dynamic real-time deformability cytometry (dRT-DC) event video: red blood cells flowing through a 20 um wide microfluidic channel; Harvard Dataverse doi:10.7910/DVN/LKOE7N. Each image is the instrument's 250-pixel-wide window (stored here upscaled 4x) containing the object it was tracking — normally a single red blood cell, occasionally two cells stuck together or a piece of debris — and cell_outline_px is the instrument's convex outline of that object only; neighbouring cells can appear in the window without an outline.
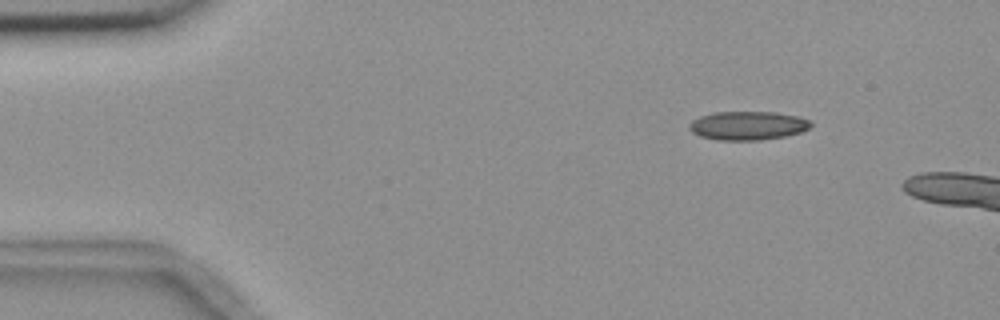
{"species": "common noctule bat (a hibernating species)", "species_latin": "Nyctalus noctula", "temperature_condition": "room temperature", "stored_images_in_passage": 2, "camera_frame_rate_fps": 3000, "um_per_image_px": 0.085, "animal": {"sex": "female", "body_mass_g": 18.4}, "frame": {"image": 1, "passage_image": 1, "time_ms": 0.0, "image_size_px": [1000, 320], "cell_outline_px": [[812, 124], [808, 128], [800, 132], [784, 136], [760, 140], [716, 140], [700, 136], [692, 132], [688, 128], [688, 124], [692, 120], [700, 116], [716, 112], [776, 112], [796, 116], [808, 120]], "centroid_in_image_um": [63.51, 10.68], "position_along_channel_um": 21.5, "area_um2": 20.23}}